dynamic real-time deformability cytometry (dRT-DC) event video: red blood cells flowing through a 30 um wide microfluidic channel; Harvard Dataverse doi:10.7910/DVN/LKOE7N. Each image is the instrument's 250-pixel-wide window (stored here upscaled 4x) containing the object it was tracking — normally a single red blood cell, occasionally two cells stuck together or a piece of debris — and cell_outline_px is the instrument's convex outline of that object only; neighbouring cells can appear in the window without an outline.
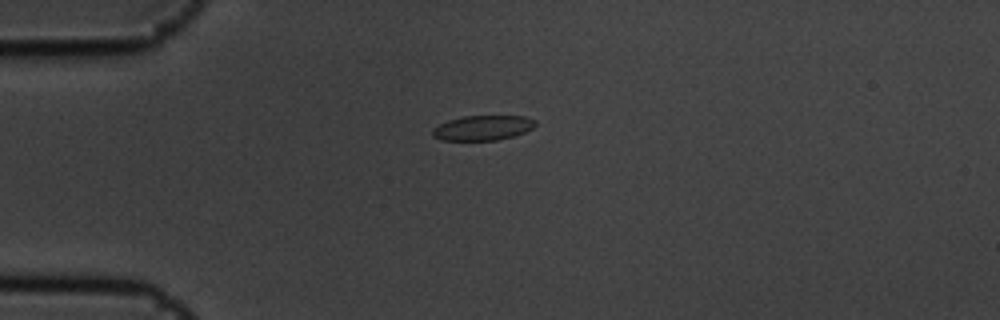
{"species": "common noctule bat (a hibernating species)", "species_latin": "Nyctalus noctula", "temperature_condition": "cold", "stored_images_in_passage": 3, "camera_frame_rate_fps": 3000, "um_per_image_px": 0.085, "animal": {"sex": "male", "body_mass_g": 19.5, "forearm_length_mm": 54.6}, "frame": {"image": 1, "passage_image": 1, "time_ms": 0.0, "image_size_px": [1000, 320], "cell_outline_px": [[536, 124], [532, 128], [524, 132], [512, 136], [496, 140], [440, 140], [432, 136], [432, 132], [440, 124], [448, 120], [464, 116], [524, 116], [536, 120]], "centroid_in_image_um": [41.04, 10.86], "position_along_channel_um": 44.0, "area_um2": 14.74}}
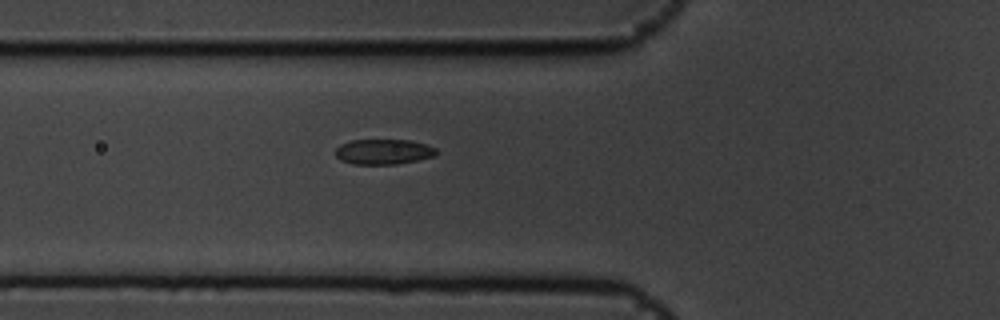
{"frame": {"image": 2, "passage_image": 3, "time_ms": 0.667, "image_size_px": [1000, 320], "cell_outline_px": [[436, 156], [396, 164], [352, 164], [340, 160], [336, 156], [336, 148], [340, 144], [352, 140], [412, 140], [428, 144], [436, 148]], "centroid_in_image_um": [32.61, 12.89], "position_along_channel_um": 93.2, "area_um2": 14.91}}